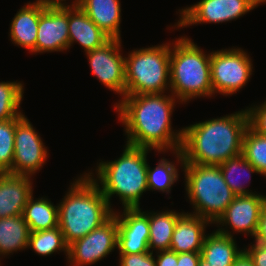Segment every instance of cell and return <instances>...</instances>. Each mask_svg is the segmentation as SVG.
<instances>
[{"mask_svg":"<svg viewBox=\"0 0 266 266\" xmlns=\"http://www.w3.org/2000/svg\"><path fill=\"white\" fill-rule=\"evenodd\" d=\"M114 108L125 126L128 145L158 152L181 149L183 130L171 124L176 97L164 93L125 95Z\"/></svg>","mask_w":266,"mask_h":266,"instance_id":"6da1fadb","label":"cell"},{"mask_svg":"<svg viewBox=\"0 0 266 266\" xmlns=\"http://www.w3.org/2000/svg\"><path fill=\"white\" fill-rule=\"evenodd\" d=\"M248 127L246 109L183 128V163L220 165L242 154L243 135Z\"/></svg>","mask_w":266,"mask_h":266,"instance_id":"7a4b0ae2","label":"cell"},{"mask_svg":"<svg viewBox=\"0 0 266 266\" xmlns=\"http://www.w3.org/2000/svg\"><path fill=\"white\" fill-rule=\"evenodd\" d=\"M113 215L98 183L87 173L73 182L58 204V226L67 245L88 235Z\"/></svg>","mask_w":266,"mask_h":266,"instance_id":"3957f363","label":"cell"},{"mask_svg":"<svg viewBox=\"0 0 266 266\" xmlns=\"http://www.w3.org/2000/svg\"><path fill=\"white\" fill-rule=\"evenodd\" d=\"M151 149L126 144L121 157L114 161L99 162L96 178L87 173L98 184L103 196L111 206L112 195L119 196L124 209L140 208V197L148 189L147 155ZM93 174V176H92ZM99 181V182H98ZM101 186V187H100Z\"/></svg>","mask_w":266,"mask_h":266,"instance_id":"277c9868","label":"cell"},{"mask_svg":"<svg viewBox=\"0 0 266 266\" xmlns=\"http://www.w3.org/2000/svg\"><path fill=\"white\" fill-rule=\"evenodd\" d=\"M171 44H174L171 47ZM170 44V92L186 103L213 95L210 54L206 55L191 39L181 37Z\"/></svg>","mask_w":266,"mask_h":266,"instance_id":"5b68a950","label":"cell"},{"mask_svg":"<svg viewBox=\"0 0 266 266\" xmlns=\"http://www.w3.org/2000/svg\"><path fill=\"white\" fill-rule=\"evenodd\" d=\"M173 153L185 172L187 197L194 206L191 214L215 223L236 196L225 182L219 165L183 163L182 151Z\"/></svg>","mask_w":266,"mask_h":266,"instance_id":"8992f818","label":"cell"},{"mask_svg":"<svg viewBox=\"0 0 266 266\" xmlns=\"http://www.w3.org/2000/svg\"><path fill=\"white\" fill-rule=\"evenodd\" d=\"M125 78V95L170 90V43L133 50L125 57Z\"/></svg>","mask_w":266,"mask_h":266,"instance_id":"52a82bcc","label":"cell"},{"mask_svg":"<svg viewBox=\"0 0 266 266\" xmlns=\"http://www.w3.org/2000/svg\"><path fill=\"white\" fill-rule=\"evenodd\" d=\"M253 64L241 48L222 49L210 53L213 94L233 95L251 78Z\"/></svg>","mask_w":266,"mask_h":266,"instance_id":"ba28073f","label":"cell"},{"mask_svg":"<svg viewBox=\"0 0 266 266\" xmlns=\"http://www.w3.org/2000/svg\"><path fill=\"white\" fill-rule=\"evenodd\" d=\"M47 147L25 115L16 118L14 157L12 169L15 175H34L46 162Z\"/></svg>","mask_w":266,"mask_h":266,"instance_id":"9c48e42d","label":"cell"},{"mask_svg":"<svg viewBox=\"0 0 266 266\" xmlns=\"http://www.w3.org/2000/svg\"><path fill=\"white\" fill-rule=\"evenodd\" d=\"M266 3V0H200L181 9L177 28L202 23H223L238 19L250 10Z\"/></svg>","mask_w":266,"mask_h":266,"instance_id":"30bf717a","label":"cell"},{"mask_svg":"<svg viewBox=\"0 0 266 266\" xmlns=\"http://www.w3.org/2000/svg\"><path fill=\"white\" fill-rule=\"evenodd\" d=\"M117 242L118 223L113 215L100 227L68 245L67 260L73 266L94 264L114 251Z\"/></svg>","mask_w":266,"mask_h":266,"instance_id":"8fae6325","label":"cell"},{"mask_svg":"<svg viewBox=\"0 0 266 266\" xmlns=\"http://www.w3.org/2000/svg\"><path fill=\"white\" fill-rule=\"evenodd\" d=\"M121 39H110L102 47L85 52L92 74L107 88L125 96V57L120 53Z\"/></svg>","mask_w":266,"mask_h":266,"instance_id":"7c38bea8","label":"cell"},{"mask_svg":"<svg viewBox=\"0 0 266 266\" xmlns=\"http://www.w3.org/2000/svg\"><path fill=\"white\" fill-rule=\"evenodd\" d=\"M69 49L68 5H47L40 13L36 53Z\"/></svg>","mask_w":266,"mask_h":266,"instance_id":"4fadbf2b","label":"cell"},{"mask_svg":"<svg viewBox=\"0 0 266 266\" xmlns=\"http://www.w3.org/2000/svg\"><path fill=\"white\" fill-rule=\"evenodd\" d=\"M118 223L119 254H139L149 251V213L140 208L114 212Z\"/></svg>","mask_w":266,"mask_h":266,"instance_id":"5bb4252c","label":"cell"},{"mask_svg":"<svg viewBox=\"0 0 266 266\" xmlns=\"http://www.w3.org/2000/svg\"><path fill=\"white\" fill-rule=\"evenodd\" d=\"M266 202V196L257 194L235 196L225 212L215 224L229 225L234 232H245L255 236L259 224L260 213Z\"/></svg>","mask_w":266,"mask_h":266,"instance_id":"9a60e30c","label":"cell"},{"mask_svg":"<svg viewBox=\"0 0 266 266\" xmlns=\"http://www.w3.org/2000/svg\"><path fill=\"white\" fill-rule=\"evenodd\" d=\"M29 175L0 173V218L21 215L33 195Z\"/></svg>","mask_w":266,"mask_h":266,"instance_id":"2e32d148","label":"cell"},{"mask_svg":"<svg viewBox=\"0 0 266 266\" xmlns=\"http://www.w3.org/2000/svg\"><path fill=\"white\" fill-rule=\"evenodd\" d=\"M69 48L78 42L85 52L102 47L111 38L78 5H68Z\"/></svg>","mask_w":266,"mask_h":266,"instance_id":"e0dca14e","label":"cell"},{"mask_svg":"<svg viewBox=\"0 0 266 266\" xmlns=\"http://www.w3.org/2000/svg\"><path fill=\"white\" fill-rule=\"evenodd\" d=\"M211 222L191 213H183L177 220L170 250L176 253L201 252L205 228Z\"/></svg>","mask_w":266,"mask_h":266,"instance_id":"ac0fdd59","label":"cell"},{"mask_svg":"<svg viewBox=\"0 0 266 266\" xmlns=\"http://www.w3.org/2000/svg\"><path fill=\"white\" fill-rule=\"evenodd\" d=\"M47 5L36 0L24 5L14 16L10 25L12 43L36 53V39L40 13Z\"/></svg>","mask_w":266,"mask_h":266,"instance_id":"d6986e66","label":"cell"},{"mask_svg":"<svg viewBox=\"0 0 266 266\" xmlns=\"http://www.w3.org/2000/svg\"><path fill=\"white\" fill-rule=\"evenodd\" d=\"M77 5L111 39H121L119 0H79Z\"/></svg>","mask_w":266,"mask_h":266,"instance_id":"ffe728a7","label":"cell"},{"mask_svg":"<svg viewBox=\"0 0 266 266\" xmlns=\"http://www.w3.org/2000/svg\"><path fill=\"white\" fill-rule=\"evenodd\" d=\"M244 250H239L231 232L218 228L205 236L201 257L211 266H232Z\"/></svg>","mask_w":266,"mask_h":266,"instance_id":"44dd1931","label":"cell"},{"mask_svg":"<svg viewBox=\"0 0 266 266\" xmlns=\"http://www.w3.org/2000/svg\"><path fill=\"white\" fill-rule=\"evenodd\" d=\"M29 236V226L22 214L0 218V256L28 248Z\"/></svg>","mask_w":266,"mask_h":266,"instance_id":"7402d4cb","label":"cell"},{"mask_svg":"<svg viewBox=\"0 0 266 266\" xmlns=\"http://www.w3.org/2000/svg\"><path fill=\"white\" fill-rule=\"evenodd\" d=\"M167 210L162 212H149V251L170 250L173 231L178 218L183 214ZM153 249V250H151Z\"/></svg>","mask_w":266,"mask_h":266,"instance_id":"603a6c76","label":"cell"},{"mask_svg":"<svg viewBox=\"0 0 266 266\" xmlns=\"http://www.w3.org/2000/svg\"><path fill=\"white\" fill-rule=\"evenodd\" d=\"M22 215L30 232L48 230L58 226V205L55 206L44 197L34 200L32 195L28 199Z\"/></svg>","mask_w":266,"mask_h":266,"instance_id":"cb8c5ba5","label":"cell"},{"mask_svg":"<svg viewBox=\"0 0 266 266\" xmlns=\"http://www.w3.org/2000/svg\"><path fill=\"white\" fill-rule=\"evenodd\" d=\"M219 168L223 174L225 182L236 196L250 195L255 193L247 190L243 186V183L239 181L238 177V179H236V175L238 176V173L239 175L241 173L242 176H245L243 174L246 173L248 175V179L251 178V173L259 174L257 169L246 160L243 154L229 158L227 161H224L222 164H220Z\"/></svg>","mask_w":266,"mask_h":266,"instance_id":"d4e9b609","label":"cell"},{"mask_svg":"<svg viewBox=\"0 0 266 266\" xmlns=\"http://www.w3.org/2000/svg\"><path fill=\"white\" fill-rule=\"evenodd\" d=\"M28 247H31L41 256H48L58 251L66 252L65 254L68 256V245L65 243L59 226L48 230L30 232Z\"/></svg>","mask_w":266,"mask_h":266,"instance_id":"484cf974","label":"cell"},{"mask_svg":"<svg viewBox=\"0 0 266 266\" xmlns=\"http://www.w3.org/2000/svg\"><path fill=\"white\" fill-rule=\"evenodd\" d=\"M242 154L259 174L266 176V136L256 133L248 126L243 135Z\"/></svg>","mask_w":266,"mask_h":266,"instance_id":"4316f807","label":"cell"},{"mask_svg":"<svg viewBox=\"0 0 266 266\" xmlns=\"http://www.w3.org/2000/svg\"><path fill=\"white\" fill-rule=\"evenodd\" d=\"M24 86L20 82H0V121L23 115L20 108Z\"/></svg>","mask_w":266,"mask_h":266,"instance_id":"83f0119b","label":"cell"},{"mask_svg":"<svg viewBox=\"0 0 266 266\" xmlns=\"http://www.w3.org/2000/svg\"><path fill=\"white\" fill-rule=\"evenodd\" d=\"M178 170L169 160L162 158L155 168L147 167V185L150 190L170 193L171 187L178 180Z\"/></svg>","mask_w":266,"mask_h":266,"instance_id":"f1b7e54d","label":"cell"},{"mask_svg":"<svg viewBox=\"0 0 266 266\" xmlns=\"http://www.w3.org/2000/svg\"><path fill=\"white\" fill-rule=\"evenodd\" d=\"M16 118L0 121V173L12 169Z\"/></svg>","mask_w":266,"mask_h":266,"instance_id":"f546056e","label":"cell"},{"mask_svg":"<svg viewBox=\"0 0 266 266\" xmlns=\"http://www.w3.org/2000/svg\"><path fill=\"white\" fill-rule=\"evenodd\" d=\"M248 115V126L256 133L266 136V101L261 105L246 109Z\"/></svg>","mask_w":266,"mask_h":266,"instance_id":"4dcf8cb0","label":"cell"},{"mask_svg":"<svg viewBox=\"0 0 266 266\" xmlns=\"http://www.w3.org/2000/svg\"><path fill=\"white\" fill-rule=\"evenodd\" d=\"M119 255L120 266H156L153 252Z\"/></svg>","mask_w":266,"mask_h":266,"instance_id":"1f68e13d","label":"cell"},{"mask_svg":"<svg viewBox=\"0 0 266 266\" xmlns=\"http://www.w3.org/2000/svg\"><path fill=\"white\" fill-rule=\"evenodd\" d=\"M244 252L252 260L254 266H266V245L255 242L250 248L244 249Z\"/></svg>","mask_w":266,"mask_h":266,"instance_id":"d6a6232c","label":"cell"},{"mask_svg":"<svg viewBox=\"0 0 266 266\" xmlns=\"http://www.w3.org/2000/svg\"><path fill=\"white\" fill-rule=\"evenodd\" d=\"M156 266H177L178 253L171 250H164L157 252Z\"/></svg>","mask_w":266,"mask_h":266,"instance_id":"836d02e7","label":"cell"},{"mask_svg":"<svg viewBox=\"0 0 266 266\" xmlns=\"http://www.w3.org/2000/svg\"><path fill=\"white\" fill-rule=\"evenodd\" d=\"M254 239L255 242L266 245V202L260 213L259 224Z\"/></svg>","mask_w":266,"mask_h":266,"instance_id":"e575fe53","label":"cell"},{"mask_svg":"<svg viewBox=\"0 0 266 266\" xmlns=\"http://www.w3.org/2000/svg\"><path fill=\"white\" fill-rule=\"evenodd\" d=\"M201 252L178 253L177 266H198Z\"/></svg>","mask_w":266,"mask_h":266,"instance_id":"d590c367","label":"cell"},{"mask_svg":"<svg viewBox=\"0 0 266 266\" xmlns=\"http://www.w3.org/2000/svg\"><path fill=\"white\" fill-rule=\"evenodd\" d=\"M232 266H254L252 260L243 251Z\"/></svg>","mask_w":266,"mask_h":266,"instance_id":"8d00e7d4","label":"cell"},{"mask_svg":"<svg viewBox=\"0 0 266 266\" xmlns=\"http://www.w3.org/2000/svg\"><path fill=\"white\" fill-rule=\"evenodd\" d=\"M46 5H65V3H62L65 0H38ZM79 0H75L72 2V5H77Z\"/></svg>","mask_w":266,"mask_h":266,"instance_id":"74e56055","label":"cell"},{"mask_svg":"<svg viewBox=\"0 0 266 266\" xmlns=\"http://www.w3.org/2000/svg\"><path fill=\"white\" fill-rule=\"evenodd\" d=\"M198 266H211V265H209V263L206 260H204L202 257H200V260L198 262Z\"/></svg>","mask_w":266,"mask_h":266,"instance_id":"f35d334b","label":"cell"}]
</instances>
